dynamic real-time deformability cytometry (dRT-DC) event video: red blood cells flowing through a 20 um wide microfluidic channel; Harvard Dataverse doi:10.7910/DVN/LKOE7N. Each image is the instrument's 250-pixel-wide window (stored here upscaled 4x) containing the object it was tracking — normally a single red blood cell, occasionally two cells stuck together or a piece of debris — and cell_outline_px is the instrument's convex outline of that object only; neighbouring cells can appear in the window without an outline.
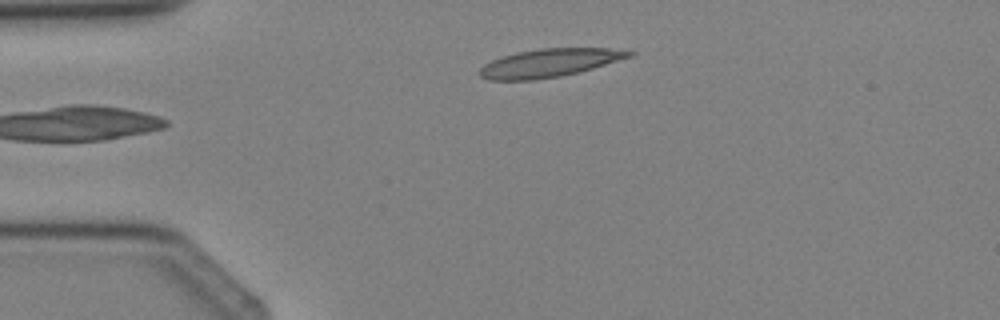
{"species": "Egyptian fruit bat (a non-hibernating species)", "species_latin": "Rousettus aegyptiacus", "temperature_condition": "cold", "stored_images_in_passage": 4, "camera_frame_rate_fps": 3000, "um_per_image_px": 0.085, "animal": {"sex": "female"}, "frame": {"image": 1, "passage_image": 4, "time_ms": 3.333, "image_size_px": [1000, 320], "cell_outline_px": [[636, 52], [632, 56], [592, 68], [560, 76], [532, 80], [488, 80], [480, 76], [480, 68], [484, 64], [492, 60], [516, 52], [540, 48], [608, 48]], "centroid_in_image_um": [46.67, 5.34], "position_along_channel_um": 38.3, "area_um2": 24.28}}